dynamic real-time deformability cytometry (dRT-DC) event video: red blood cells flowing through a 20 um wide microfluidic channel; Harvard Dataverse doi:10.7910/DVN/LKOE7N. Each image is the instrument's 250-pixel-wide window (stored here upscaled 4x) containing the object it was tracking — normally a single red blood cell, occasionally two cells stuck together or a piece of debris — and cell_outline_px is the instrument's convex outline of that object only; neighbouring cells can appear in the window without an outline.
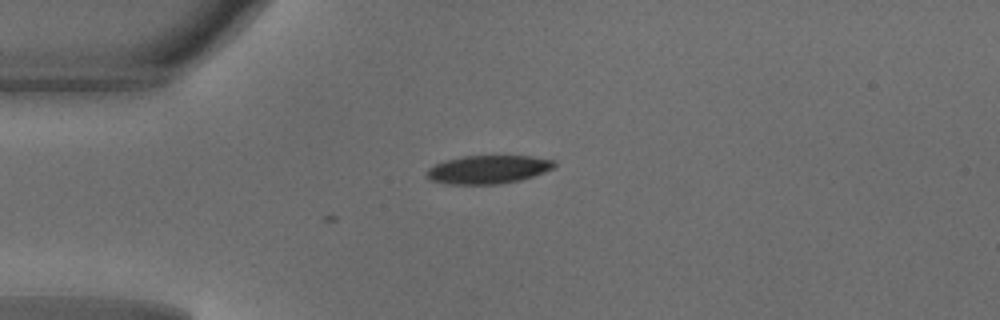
{"species": "common noctule bat (a hibernating species)", "species_latin": "Nyctalus noctula", "temperature_condition": "warm", "stored_images_in_passage": 9, "camera_frame_rate_fps": 3000, "um_per_image_px": 0.085, "animal": {"sex": "male", "body_mass_g": 18.8}, "frame": {"image": 1, "passage_image": 1, "time_ms": 0.0, "image_size_px": [1000, 320], "cell_outline_px": [[556, 164], [552, 168], [544, 172], [520, 180], [500, 184], [444, 184], [428, 180], [424, 176], [424, 172], [428, 168], [444, 160], [464, 156], [532, 156], [556, 160]], "centroid_in_image_um": [41.43, 14.41], "position_along_channel_um": 43.6, "area_um2": 21.33}}